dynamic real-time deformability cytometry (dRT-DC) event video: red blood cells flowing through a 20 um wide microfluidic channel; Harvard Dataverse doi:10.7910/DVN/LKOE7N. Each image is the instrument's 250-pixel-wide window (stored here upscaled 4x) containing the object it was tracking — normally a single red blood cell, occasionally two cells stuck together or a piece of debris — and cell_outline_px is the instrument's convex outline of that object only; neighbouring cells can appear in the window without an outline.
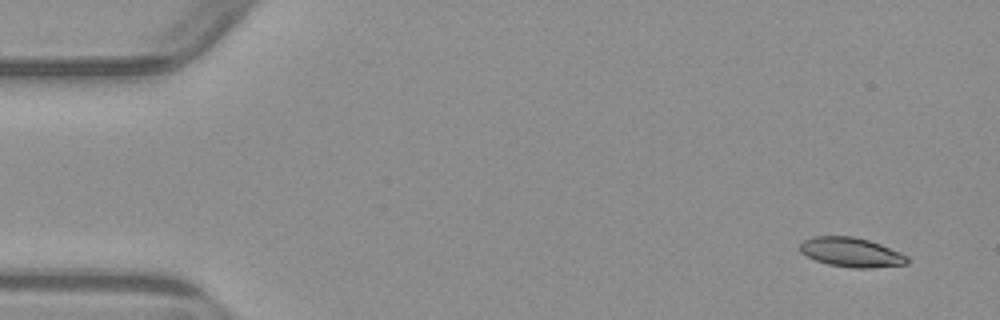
{"species": "common noctule bat (a hibernating species)", "species_latin": "Nyctalus noctula", "temperature_condition": "warm", "stored_images_in_passage": 4, "camera_frame_rate_fps": 3000, "um_per_image_px": 0.085, "animal": {"sex": "male", "body_mass_g": 23.1, "forearm_length_mm": 52.7}, "frame": {"image": 1, "passage_image": 1, "time_ms": 0.0, "image_size_px": [1000, 320], "cell_outline_px": [[908, 264], [872, 268], [852, 268], [828, 264], [816, 260], [800, 252], [800, 244], [804, 240], [812, 236], [852, 236], [868, 240], [880, 244], [900, 252], [908, 256]], "centroid_in_image_um": [72.37, 21.44], "position_along_channel_um": 12.6, "area_um2": 18.38}}
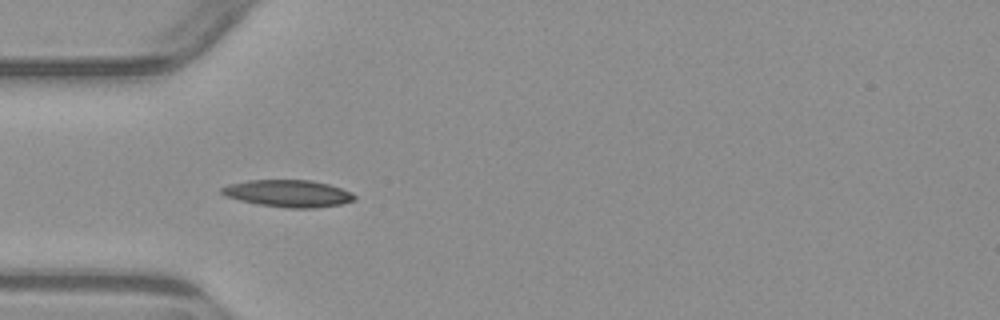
{"frame": {"image": 2, "passage_image": 4, "time_ms": 4.333, "image_size_px": [1000, 320], "cell_outline_px": [[356, 200], [340, 204], [316, 208], [292, 208], [260, 204], [240, 200], [224, 196], [220, 192], [220, 188], [228, 184], [248, 180], [312, 180], [328, 184], [352, 192], [356, 196]], "centroid_in_image_um": [24.5, 16.43], "position_along_channel_um": 60.5, "area_um2": 20.92}}